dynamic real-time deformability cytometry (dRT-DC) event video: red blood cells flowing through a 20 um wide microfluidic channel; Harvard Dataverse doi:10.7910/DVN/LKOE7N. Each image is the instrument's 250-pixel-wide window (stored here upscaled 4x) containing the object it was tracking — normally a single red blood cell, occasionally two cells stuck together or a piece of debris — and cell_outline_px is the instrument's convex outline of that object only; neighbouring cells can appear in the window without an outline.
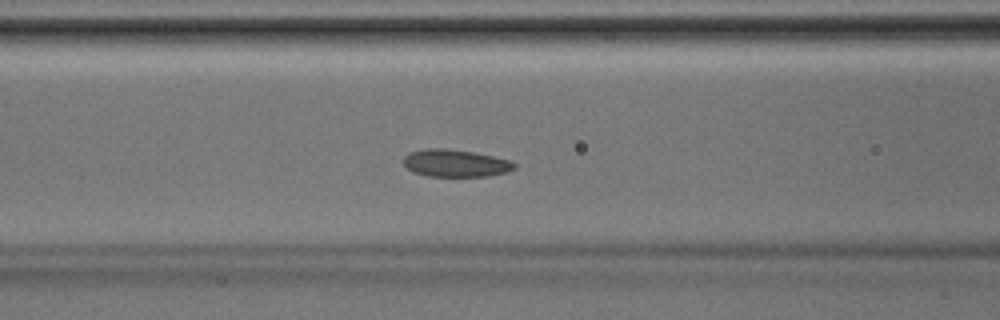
{"species": "Egyptian fruit bat (a non-hibernating species)", "species_latin": "Rousettus aegyptiacus", "temperature_condition": "room temperature", "stored_images_in_passage": 42, "segment_of_instrument_passage": [1, 2], "camera_frame_rate_fps": 3000, "um_per_image_px": 0.085, "animal": {"sex": "male"}, "frame": {"image": 1, "passage_image": 17, "time_ms": 5.333, "image_size_px": [1000, 320], "cell_outline_px": [[516, 168], [504, 172], [488, 176], [428, 176], [412, 172], [404, 164], [404, 156], [408, 152], [424, 148], [448, 148], [472, 152], [512, 160], [516, 164]], "centroid_in_image_um": [38.69, 13.86], "position_along_channel_um": 127.9, "area_um2": 17.74}}
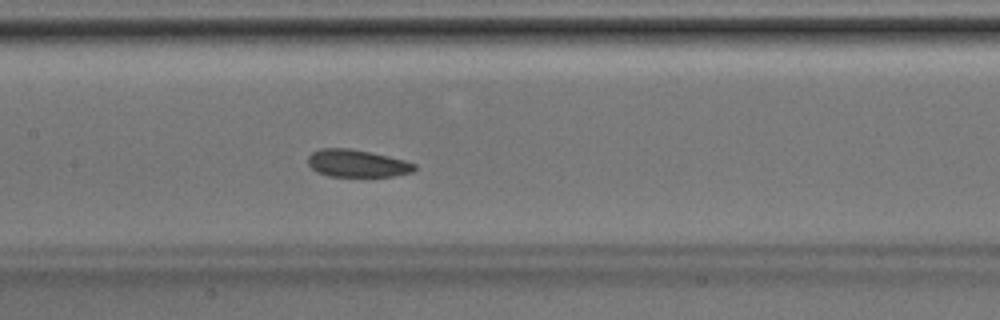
{"frame": {"image": 2, "passage_image": 20, "time_ms": 6.333, "image_size_px": [1000, 320], "cell_outline_px": [[416, 168], [412, 172], [392, 176], [328, 176], [316, 172], [308, 164], [308, 156], [312, 152], [320, 148], [348, 148], [372, 152], [404, 160], [416, 164]], "centroid_in_image_um": [30.33, 13.88], "position_along_channel_um": 177.1, "area_um2": 17.05}}
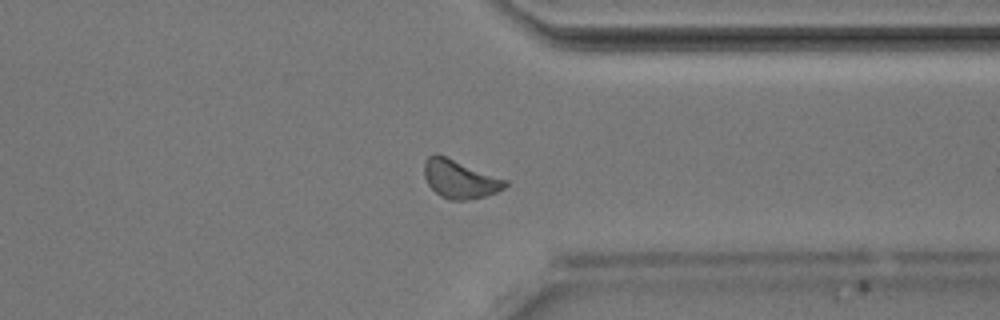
{"frame": {"image": 3, "passage_image": 32, "time_ms": 10.333, "image_size_px": [1000, 320], "cell_outline_px": [[508, 184], [504, 188], [496, 192], [484, 196], [468, 200], [448, 200], [440, 196], [428, 184], [424, 176], [424, 160], [428, 156], [436, 152], [508, 180]], "centroid_in_image_um": [39.06, 15.2], "position_along_channel_um": 372.3, "area_um2": 18.26}}